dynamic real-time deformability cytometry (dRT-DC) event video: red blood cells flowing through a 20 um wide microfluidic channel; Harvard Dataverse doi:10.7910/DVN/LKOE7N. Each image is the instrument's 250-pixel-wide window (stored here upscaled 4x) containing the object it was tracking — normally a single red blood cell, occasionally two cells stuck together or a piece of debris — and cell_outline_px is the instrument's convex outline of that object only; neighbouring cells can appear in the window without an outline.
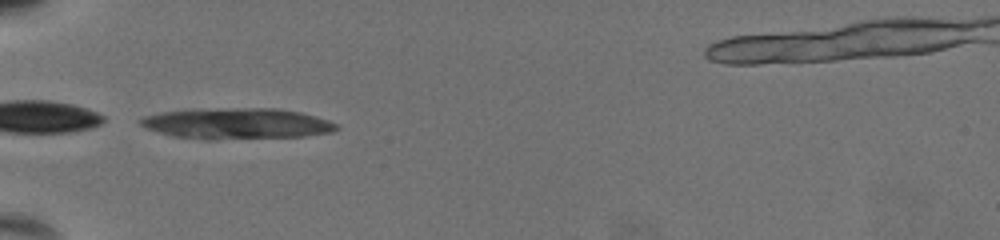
{"species": "common noctule bat (a hibernating species)", "species_latin": "Nyctalus noctula", "temperature_condition": "warm", "stored_images_in_passage": 34, "camera_frame_rate_fps": 3000, "um_per_image_px": 0.085, "animal": {"sex": "female", "body_mass_g": 19.5, "forearm_length_mm": 54.1}, "frame": {"image": 1, "passage_image": 1, "time_ms": 0.0, "image_size_px": [1000, 240], "cell_outline_px": [[340, 128], [332, 132], [304, 136], [216, 140], [204, 140], [172, 136], [144, 128], [140, 124], [140, 120], [144, 116], [160, 112], [192, 108], [276, 108], [300, 112], [328, 120], [336, 124]], "centroid_in_image_um": [20.07, 10.5], "position_along_channel_um": 64.9, "area_um2": 35.95}}